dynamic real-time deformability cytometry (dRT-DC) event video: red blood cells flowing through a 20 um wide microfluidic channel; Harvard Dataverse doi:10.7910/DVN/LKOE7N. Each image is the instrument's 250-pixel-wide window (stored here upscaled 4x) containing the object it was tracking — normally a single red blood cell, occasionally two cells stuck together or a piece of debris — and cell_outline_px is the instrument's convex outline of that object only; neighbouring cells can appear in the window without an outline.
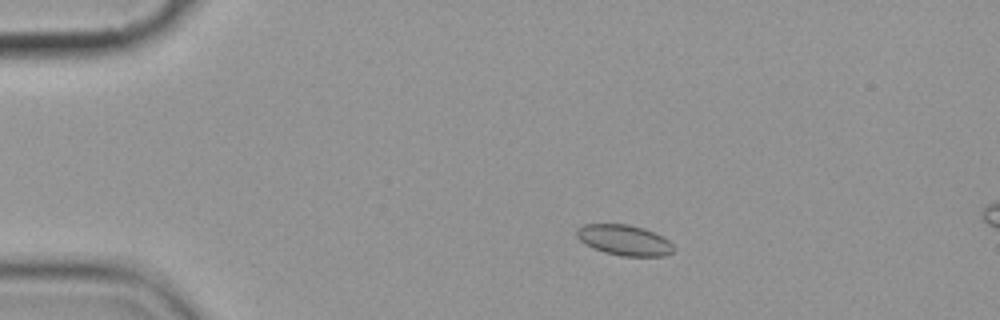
{"species": "common noctule bat (a hibernating species)", "species_latin": "Nyctalus noctula", "temperature_condition": "cold", "stored_images_in_passage": 4, "camera_frame_rate_fps": 3000, "um_per_image_px": 0.085, "animal": {"sex": "female", "body_mass_g": 19.9}, "frame": {"image": 1, "passage_image": 2, "time_ms": 1.333, "image_size_px": [1000, 320], "cell_outline_px": [[676, 248], [672, 252], [664, 256], [620, 256], [604, 252], [592, 248], [584, 244], [576, 236], [576, 228], [584, 224], [628, 224], [644, 228], [664, 236]], "centroid_in_image_um": [53.06, 20.41], "position_along_channel_um": 31.9, "area_um2": 17.51}}